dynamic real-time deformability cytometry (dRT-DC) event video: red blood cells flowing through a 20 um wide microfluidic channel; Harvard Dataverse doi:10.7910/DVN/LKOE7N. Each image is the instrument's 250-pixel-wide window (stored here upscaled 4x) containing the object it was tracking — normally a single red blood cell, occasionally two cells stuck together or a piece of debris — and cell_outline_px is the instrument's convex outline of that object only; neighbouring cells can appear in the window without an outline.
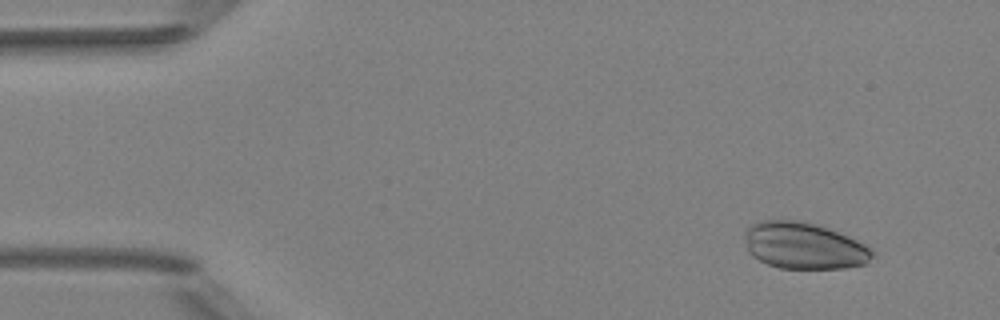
{"species": "Egyptian fruit bat (a non-hibernating species)", "species_latin": "Rousettus aegyptiacus", "temperature_condition": "room temperature", "stored_images_in_passage": 5, "camera_frame_rate_fps": 3000, "um_per_image_px": 0.085, "animal": {"sex": "female"}, "frame": {"image": 1, "passage_image": 2, "time_ms": 1.333, "image_size_px": [1000, 320], "cell_outline_px": [[876, 252], [868, 264], [844, 268], [780, 268], [768, 264], [752, 256], [748, 252], [744, 236], [744, 232], [752, 224], [760, 220], [796, 220], [816, 224], [828, 228], [848, 236], [864, 244]], "centroid_in_image_um": [68.35, 20.89], "position_along_channel_um": 16.7, "area_um2": 34.8}}
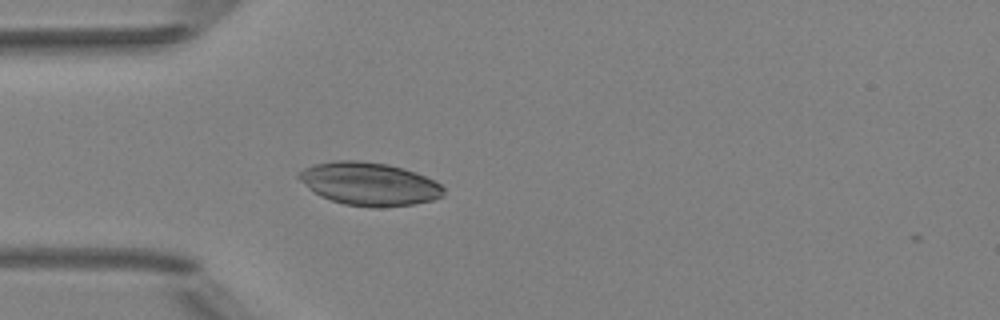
{"frame": {"image": 2, "passage_image": 5, "time_ms": 4.667, "image_size_px": [1000, 320], "cell_outline_px": [[444, 196], [432, 200], [412, 204], [380, 208], [372, 208], [344, 204], [320, 196], [308, 188], [296, 176], [304, 168], [316, 164], [336, 160], [356, 160], [388, 164], [404, 168], [416, 172], [436, 180], [444, 188]], "centroid_in_image_um": [31.41, 15.63], "position_along_channel_um": 53.6, "area_um2": 36.47}}